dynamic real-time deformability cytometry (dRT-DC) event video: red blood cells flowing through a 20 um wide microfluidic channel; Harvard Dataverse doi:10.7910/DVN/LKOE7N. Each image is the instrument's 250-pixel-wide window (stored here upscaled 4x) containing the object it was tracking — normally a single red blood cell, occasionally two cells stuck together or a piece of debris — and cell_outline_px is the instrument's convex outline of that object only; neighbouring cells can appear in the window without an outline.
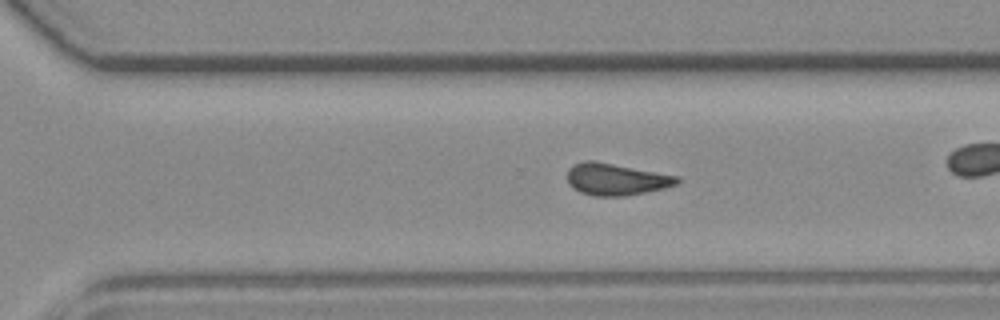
{"species": "common noctule bat (a hibernating species)", "species_latin": "Nyctalus noctula", "temperature_condition": "room temperature", "stored_images_in_passage": 45, "camera_frame_rate_fps": 3000, "um_per_image_px": 0.085, "animal": {"sex": "female", "body_mass_g": 19.3, "forearm_length_mm": 54.1}, "frame": {"image": 1, "passage_image": 26, "time_ms": 8.333, "image_size_px": [1000, 320], "cell_outline_px": [[680, 180], [676, 184], [664, 188], [624, 196], [592, 196], [580, 192], [572, 188], [568, 184], [568, 168], [572, 164], [584, 160], [596, 160], [680, 176]], "centroid_in_image_um": [52.33, 15.22], "position_along_channel_um": 318.3, "area_um2": 20.69}, "authors_computed_cell_mechanics": {"area_um2": 20.0566, "velocity_mm_per_s": 3.7123, "shape_relaxation_time_tau1_ms": null, "shape_relaxation_time_tau2_ms": 2.3703, "deformation_change_tau1": null, "deformation_change_tau2": 0.0959}}